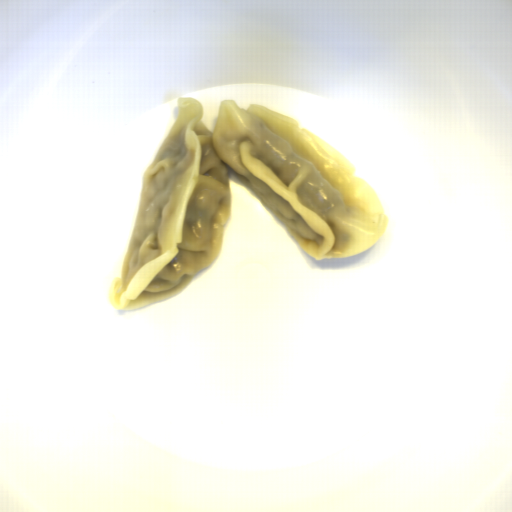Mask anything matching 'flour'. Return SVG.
Returning <instances> with one entry per match:
<instances>
[{
  "label": "flour",
  "mask_w": 512,
  "mask_h": 512,
  "mask_svg": "<svg viewBox=\"0 0 512 512\" xmlns=\"http://www.w3.org/2000/svg\"><path fill=\"white\" fill-rule=\"evenodd\" d=\"M199 99L177 116L141 183L110 305L134 310L170 298L218 258L229 224L230 180L247 189L314 260L353 257L387 230L369 182L331 144L275 110L220 100L212 131Z\"/></svg>",
  "instance_id": "obj_1"
}]
</instances>
